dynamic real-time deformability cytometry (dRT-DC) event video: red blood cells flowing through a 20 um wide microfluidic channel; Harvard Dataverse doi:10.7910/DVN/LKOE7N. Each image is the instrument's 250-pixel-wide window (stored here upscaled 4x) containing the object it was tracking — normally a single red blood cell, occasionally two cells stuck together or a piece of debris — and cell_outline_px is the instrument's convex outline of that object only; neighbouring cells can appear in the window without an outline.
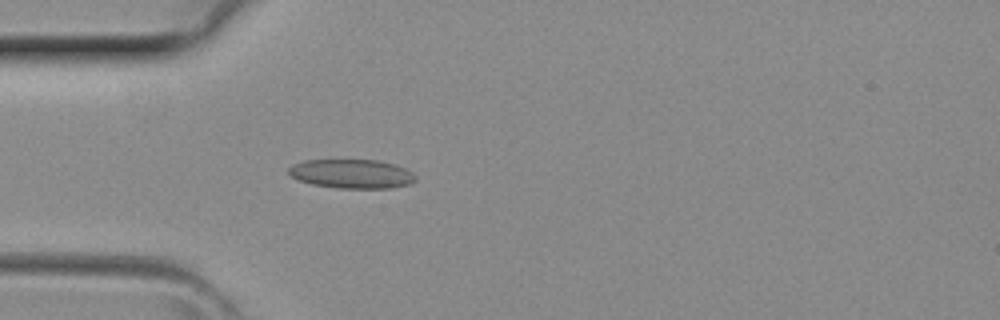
{"species": "common noctule bat (a hibernating species)", "species_latin": "Nyctalus noctula", "temperature_condition": "room temperature", "stored_images_in_passage": 2, "camera_frame_rate_fps": 3000, "um_per_image_px": 0.085, "animal": {"sex": "female", "body_mass_g": 29.2, "forearm_length_mm": 56.3}, "frame": {"image": 1, "passage_image": 2, "time_ms": 0.333, "image_size_px": [1000, 320], "cell_outline_px": [[416, 180], [408, 184], [392, 188], [336, 188], [312, 184], [300, 180], [292, 176], [288, 172], [288, 168], [292, 164], [304, 160], [380, 160], [396, 164], [412, 172], [416, 176]], "centroid_in_image_um": [29.91, 14.77], "position_along_channel_um": 55.1, "area_um2": 21.56}}